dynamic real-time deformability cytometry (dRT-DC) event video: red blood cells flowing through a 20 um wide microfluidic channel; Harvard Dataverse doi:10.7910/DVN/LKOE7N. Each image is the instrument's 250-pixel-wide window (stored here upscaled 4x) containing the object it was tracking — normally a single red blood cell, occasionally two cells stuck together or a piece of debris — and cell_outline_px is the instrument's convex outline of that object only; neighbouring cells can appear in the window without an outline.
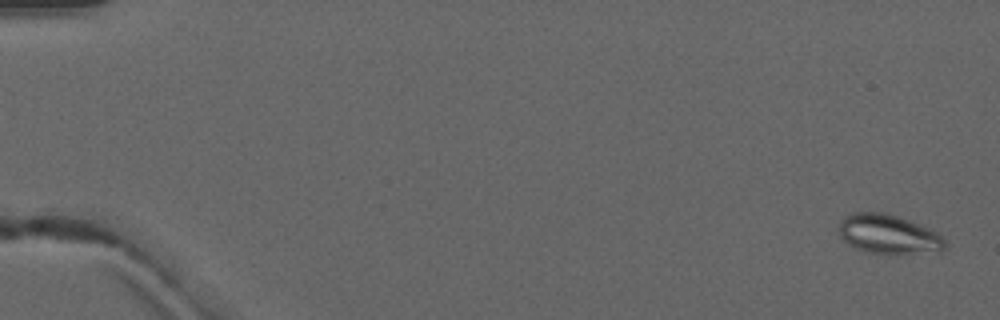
{"species": "common noctule bat (a hibernating species)", "species_latin": "Nyctalus noctula", "temperature_condition": "warm", "stored_images_in_passage": 6, "camera_frame_rate_fps": 3000, "um_per_image_px": 0.085, "animal": {"sex": "male", "forearm_length_mm": 52.5}, "frame": {"image": 1, "passage_image": 6, "time_ms": 6.333, "image_size_px": [1000, 320], "cell_outline_px": [[948, 248], [940, 252], [868, 252], [856, 248], [848, 244], [840, 236], [840, 220], [844, 216], [852, 212], [884, 212], [908, 220], [928, 228], [936, 232], [944, 240]], "centroid_in_image_um": [75.51, 19.88], "position_along_channel_um": 9.5, "area_um2": 23.81}}